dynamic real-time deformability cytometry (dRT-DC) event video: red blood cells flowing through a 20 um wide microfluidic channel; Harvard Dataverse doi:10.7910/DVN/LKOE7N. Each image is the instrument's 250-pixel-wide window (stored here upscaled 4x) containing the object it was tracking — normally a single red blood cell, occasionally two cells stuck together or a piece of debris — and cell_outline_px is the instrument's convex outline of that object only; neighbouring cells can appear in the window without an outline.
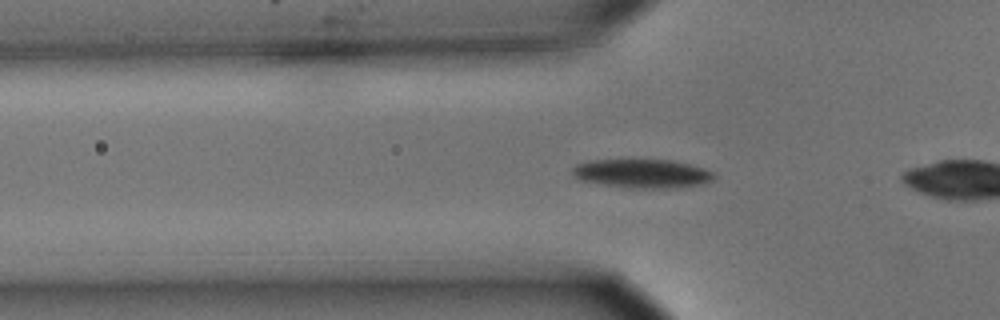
{"species": "common noctule bat (a hibernating species)", "species_latin": "Nyctalus noctula", "temperature_condition": "cold", "stored_images_in_passage": 55, "camera_frame_rate_fps": 3000, "um_per_image_px": 0.085, "animal": {"sex": "male", "body_mass_g": 15.6}, "frame": {"image": 1, "passage_image": 19, "time_ms": 6.0, "image_size_px": [1000, 320], "cell_outline_px": [[716, 176], [712, 180], [704, 184], [684, 188], [628, 188], [600, 184], [580, 180], [572, 172], [572, 168], [576, 164], [588, 160], [672, 160], [704, 168], [712, 172]], "centroid_in_image_um": [54.61, 14.76], "position_along_channel_um": 71.2, "area_um2": 23.99}}
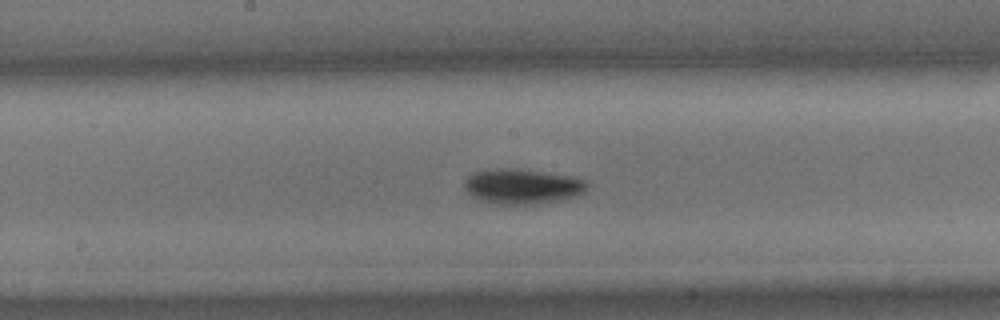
{"frame": {"image": 2, "passage_image": 30, "time_ms": 9.667, "image_size_px": [1000, 320], "cell_outline_px": [[588, 184], [584, 192], [576, 196], [564, 200], [532, 204], [488, 204], [472, 196], [464, 188], [464, 180], [472, 172], [504, 168], [512, 168], [572, 176], [584, 180]], "centroid_in_image_um": [44.37, 15.86], "position_along_channel_um": 203.8, "area_um2": 25.14}}
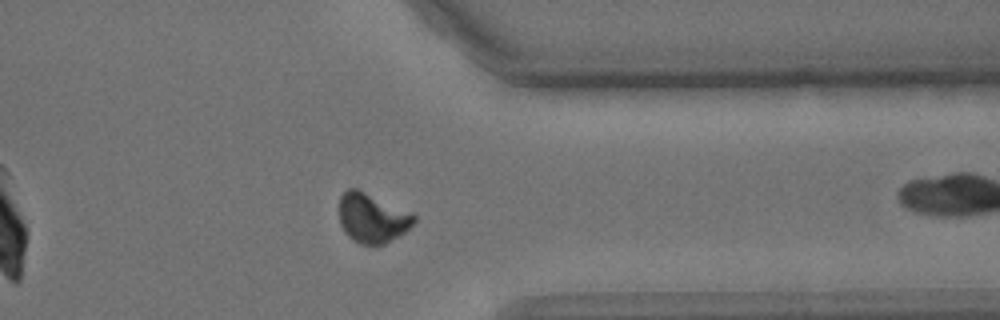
{"frame": {"image": 3, "passage_image": 45, "time_ms": 14.667, "image_size_px": [1000, 320], "cell_outline_px": [[416, 220], [400, 236], [384, 244], [360, 244], [352, 240], [344, 232], [340, 224], [340, 196], [348, 188], [356, 188], [416, 216]], "centroid_in_image_um": [31.59, 18.56], "position_along_channel_um": 379.8, "area_um2": 21.1}, "authors_computed_cell_mechanics": {"area_um2": 22.3108, "velocity_mm_per_s": 3.6075, "shape_relaxation_time_tau1_ms": 3.1955, "shape_relaxation_time_tau2_ms": null, "deformation_change_tau1": 0.1207, "deformation_change_tau2": null}}